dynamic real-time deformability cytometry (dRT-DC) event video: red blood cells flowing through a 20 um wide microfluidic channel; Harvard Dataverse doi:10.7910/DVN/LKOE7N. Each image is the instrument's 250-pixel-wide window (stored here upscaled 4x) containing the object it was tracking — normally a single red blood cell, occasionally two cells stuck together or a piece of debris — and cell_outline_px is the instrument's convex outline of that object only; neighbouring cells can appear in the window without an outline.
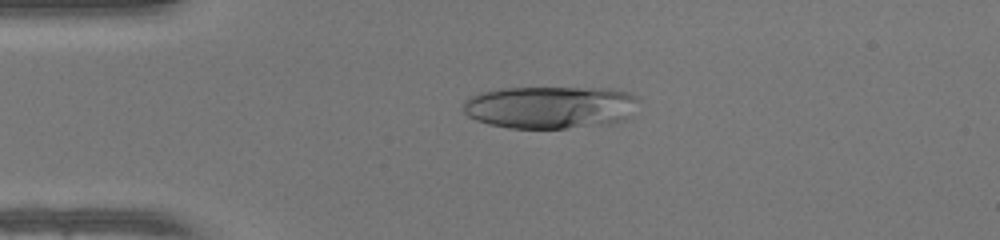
{"species": "human", "species_latin": "Homo sapiens", "temperature_condition": "warm", "stored_images_in_passage": 48, "camera_frame_rate_fps": 3000, "um_per_image_px": 0.085, "donor": {"sex": "female"}, "frame": {"image": 1, "passage_image": 11, "time_ms": 3.333, "image_size_px": [1000, 240], "cell_outline_px": [[640, 100], [632, 116], [624, 120], [612, 124], [568, 128], [508, 128], [488, 124], [476, 120], [468, 116], [460, 108], [464, 100], [480, 92], [500, 88], [612, 88], [628, 92], [640, 96]], "centroid_in_image_um": [46.82, 9.11], "position_along_channel_um": 38.2, "area_um2": 44.39}}
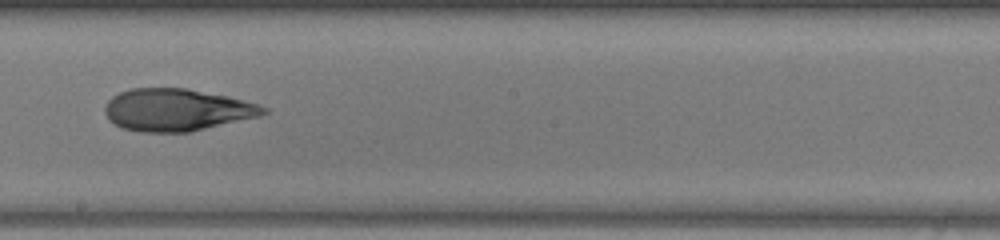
{"frame": {"image": 2, "passage_image": 27, "time_ms": 8.667, "image_size_px": [1000, 240], "cell_outline_px": [[268, 112], [260, 116], [188, 132], [140, 132], [120, 128], [108, 120], [104, 112], [104, 108], [108, 100], [112, 96], [128, 88], [188, 88], [228, 96], [244, 100], [268, 108]], "centroid_in_image_um": [14.98, 9.33], "position_along_channel_um": 233.2, "area_um2": 39.19}}
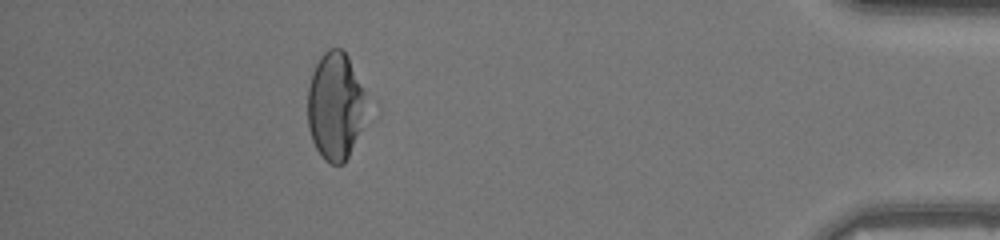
{"frame": {"image": 3, "passage_image": 43, "time_ms": 14.0, "image_size_px": [1000, 240], "cell_outline_px": [[380, 116], [344, 164], [332, 164], [324, 160], [316, 148], [312, 140], [308, 128], [308, 88], [312, 72], [320, 56], [328, 48], [340, 48], [348, 56], [380, 104]], "centroid_in_image_um": [28.84, 9.08], "position_along_channel_um": 406.4, "area_um2": 42.25}, "authors_computed_cell_mechanics": {"area_um2": 41.2692, "velocity_mm_per_s": 4.2709, "shape_relaxation_time_tau1_ms": null, "shape_relaxation_time_tau2_ms": 2.5517, "deformation_change_tau1": null, "deformation_change_tau2": 0.0764}}